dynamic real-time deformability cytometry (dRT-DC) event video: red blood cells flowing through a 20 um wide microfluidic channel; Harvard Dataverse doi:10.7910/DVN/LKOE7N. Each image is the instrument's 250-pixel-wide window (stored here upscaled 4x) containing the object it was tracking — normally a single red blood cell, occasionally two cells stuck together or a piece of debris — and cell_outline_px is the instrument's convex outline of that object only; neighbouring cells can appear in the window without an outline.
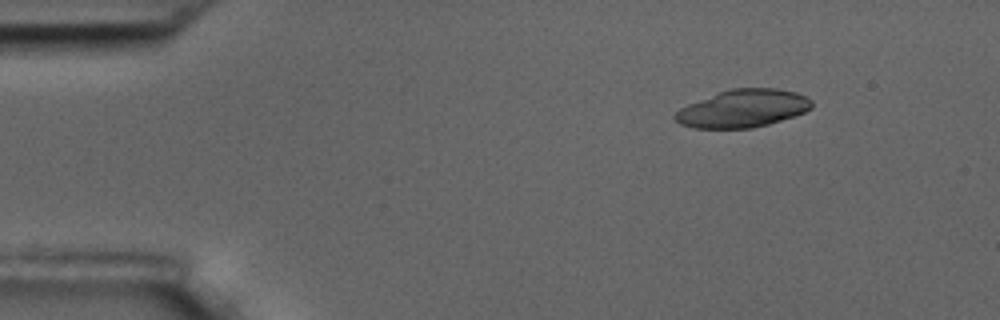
{"species": "common noctule bat (a hibernating species)", "species_latin": "Nyctalus noctula", "temperature_condition": "room temperature", "stored_images_in_passage": 49, "camera_frame_rate_fps": 3000, "um_per_image_px": 0.085, "animal": {"sex": "male", "body_mass_g": 17.5, "forearm_length_mm": 52.3}, "frame": {"image": 1, "passage_image": 1, "time_ms": 0.0, "image_size_px": [1000, 320], "cell_outline_px": [[812, 108], [804, 112], [768, 124], [752, 128], [692, 128], [680, 124], [672, 116], [680, 108], [688, 104], [720, 92], [732, 88], [776, 88], [796, 92], [812, 100]], "centroid_in_image_um": [63.13, 9.22], "position_along_channel_um": 21.9, "area_um2": 29.82}}